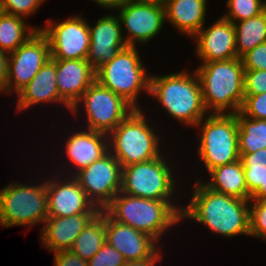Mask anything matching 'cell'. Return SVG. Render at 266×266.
<instances>
[{"mask_svg":"<svg viewBox=\"0 0 266 266\" xmlns=\"http://www.w3.org/2000/svg\"><path fill=\"white\" fill-rule=\"evenodd\" d=\"M200 181L195 182L192 198L183 207L181 218L196 220L223 237L250 235V200L216 192Z\"/></svg>","mask_w":266,"mask_h":266,"instance_id":"1","label":"cell"},{"mask_svg":"<svg viewBox=\"0 0 266 266\" xmlns=\"http://www.w3.org/2000/svg\"><path fill=\"white\" fill-rule=\"evenodd\" d=\"M195 71L207 112L211 110L210 114H237L240 111L245 96L241 58L202 62Z\"/></svg>","mask_w":266,"mask_h":266,"instance_id":"2","label":"cell"},{"mask_svg":"<svg viewBox=\"0 0 266 266\" xmlns=\"http://www.w3.org/2000/svg\"><path fill=\"white\" fill-rule=\"evenodd\" d=\"M149 95L183 125L195 128L208 115L196 71L194 74L185 69L163 76L150 74Z\"/></svg>","mask_w":266,"mask_h":266,"instance_id":"3","label":"cell"},{"mask_svg":"<svg viewBox=\"0 0 266 266\" xmlns=\"http://www.w3.org/2000/svg\"><path fill=\"white\" fill-rule=\"evenodd\" d=\"M175 205L172 201L134 197L120 191L103 210L113 220L150 235L159 243L168 229L183 220V208Z\"/></svg>","mask_w":266,"mask_h":266,"instance_id":"4","label":"cell"},{"mask_svg":"<svg viewBox=\"0 0 266 266\" xmlns=\"http://www.w3.org/2000/svg\"><path fill=\"white\" fill-rule=\"evenodd\" d=\"M142 109H134L108 134L109 152L123 167L162 155L160 137L150 126Z\"/></svg>","mask_w":266,"mask_h":266,"instance_id":"5","label":"cell"},{"mask_svg":"<svg viewBox=\"0 0 266 266\" xmlns=\"http://www.w3.org/2000/svg\"><path fill=\"white\" fill-rule=\"evenodd\" d=\"M136 47L127 46L95 71L96 81L121 96L134 109H140L141 91L149 94L150 76Z\"/></svg>","mask_w":266,"mask_h":266,"instance_id":"6","label":"cell"},{"mask_svg":"<svg viewBox=\"0 0 266 266\" xmlns=\"http://www.w3.org/2000/svg\"><path fill=\"white\" fill-rule=\"evenodd\" d=\"M195 127L201 129L197 154L208 173L240 159L237 114L209 113Z\"/></svg>","mask_w":266,"mask_h":266,"instance_id":"7","label":"cell"},{"mask_svg":"<svg viewBox=\"0 0 266 266\" xmlns=\"http://www.w3.org/2000/svg\"><path fill=\"white\" fill-rule=\"evenodd\" d=\"M16 182V183H15ZM0 190V225L2 228L42 224L48 217L47 188L17 181Z\"/></svg>","mask_w":266,"mask_h":266,"instance_id":"8","label":"cell"},{"mask_svg":"<svg viewBox=\"0 0 266 266\" xmlns=\"http://www.w3.org/2000/svg\"><path fill=\"white\" fill-rule=\"evenodd\" d=\"M164 156L123 167L121 192L134 197L171 201L176 190V176Z\"/></svg>","mask_w":266,"mask_h":266,"instance_id":"9","label":"cell"},{"mask_svg":"<svg viewBox=\"0 0 266 266\" xmlns=\"http://www.w3.org/2000/svg\"><path fill=\"white\" fill-rule=\"evenodd\" d=\"M83 102V103H82ZM79 103L84 104L87 114L86 129L105 134L112 132L134 108L121 96L95 81L71 108V113L78 114Z\"/></svg>","mask_w":266,"mask_h":266,"instance_id":"10","label":"cell"},{"mask_svg":"<svg viewBox=\"0 0 266 266\" xmlns=\"http://www.w3.org/2000/svg\"><path fill=\"white\" fill-rule=\"evenodd\" d=\"M83 18V16L73 15L59 23L50 19L45 27L39 28L49 41L52 59L87 58L90 45V23Z\"/></svg>","mask_w":266,"mask_h":266,"instance_id":"11","label":"cell"},{"mask_svg":"<svg viewBox=\"0 0 266 266\" xmlns=\"http://www.w3.org/2000/svg\"><path fill=\"white\" fill-rule=\"evenodd\" d=\"M74 177L94 205L103 210L121 191L122 166L108 151Z\"/></svg>","mask_w":266,"mask_h":266,"instance_id":"12","label":"cell"},{"mask_svg":"<svg viewBox=\"0 0 266 266\" xmlns=\"http://www.w3.org/2000/svg\"><path fill=\"white\" fill-rule=\"evenodd\" d=\"M121 28H126L127 46L138 47L156 37L165 24V7L153 0H128L118 8ZM138 42V44H137Z\"/></svg>","mask_w":266,"mask_h":266,"instance_id":"13","label":"cell"},{"mask_svg":"<svg viewBox=\"0 0 266 266\" xmlns=\"http://www.w3.org/2000/svg\"><path fill=\"white\" fill-rule=\"evenodd\" d=\"M51 59L50 46L47 37L38 30L15 51L8 54L7 93L24 88Z\"/></svg>","mask_w":266,"mask_h":266,"instance_id":"14","label":"cell"},{"mask_svg":"<svg viewBox=\"0 0 266 266\" xmlns=\"http://www.w3.org/2000/svg\"><path fill=\"white\" fill-rule=\"evenodd\" d=\"M52 177L55 179L46 180L48 217H68L81 213L100 212L74 176L66 178L65 175L63 179L58 175Z\"/></svg>","mask_w":266,"mask_h":266,"instance_id":"15","label":"cell"},{"mask_svg":"<svg viewBox=\"0 0 266 266\" xmlns=\"http://www.w3.org/2000/svg\"><path fill=\"white\" fill-rule=\"evenodd\" d=\"M105 241L122 254L126 262L163 256L153 237L113 220L106 212Z\"/></svg>","mask_w":266,"mask_h":266,"instance_id":"16","label":"cell"},{"mask_svg":"<svg viewBox=\"0 0 266 266\" xmlns=\"http://www.w3.org/2000/svg\"><path fill=\"white\" fill-rule=\"evenodd\" d=\"M200 30L192 37L196 40V54L200 62L225 61L238 58L236 52V31L234 24L220 18L209 28Z\"/></svg>","mask_w":266,"mask_h":266,"instance_id":"17","label":"cell"},{"mask_svg":"<svg viewBox=\"0 0 266 266\" xmlns=\"http://www.w3.org/2000/svg\"><path fill=\"white\" fill-rule=\"evenodd\" d=\"M121 27L119 17L112 14L99 18L95 26L89 25L90 45L86 60L95 71L127 47Z\"/></svg>","mask_w":266,"mask_h":266,"instance_id":"18","label":"cell"},{"mask_svg":"<svg viewBox=\"0 0 266 266\" xmlns=\"http://www.w3.org/2000/svg\"><path fill=\"white\" fill-rule=\"evenodd\" d=\"M95 81V70L86 59L56 60L58 93L71 108Z\"/></svg>","mask_w":266,"mask_h":266,"instance_id":"19","label":"cell"},{"mask_svg":"<svg viewBox=\"0 0 266 266\" xmlns=\"http://www.w3.org/2000/svg\"><path fill=\"white\" fill-rule=\"evenodd\" d=\"M64 147L70 168H73L69 170L72 172L70 176H75L109 151L108 134L88 129L78 130L67 138Z\"/></svg>","mask_w":266,"mask_h":266,"instance_id":"20","label":"cell"},{"mask_svg":"<svg viewBox=\"0 0 266 266\" xmlns=\"http://www.w3.org/2000/svg\"><path fill=\"white\" fill-rule=\"evenodd\" d=\"M16 95L18 97L16 109L19 113L44 102L63 104L68 110H71V107L59 96L56 82V60L52 58Z\"/></svg>","mask_w":266,"mask_h":266,"instance_id":"21","label":"cell"},{"mask_svg":"<svg viewBox=\"0 0 266 266\" xmlns=\"http://www.w3.org/2000/svg\"><path fill=\"white\" fill-rule=\"evenodd\" d=\"M98 213H81L68 217H47L40 240L44 248L55 253L72 248L75 239Z\"/></svg>","mask_w":266,"mask_h":266,"instance_id":"22","label":"cell"},{"mask_svg":"<svg viewBox=\"0 0 266 266\" xmlns=\"http://www.w3.org/2000/svg\"><path fill=\"white\" fill-rule=\"evenodd\" d=\"M207 0H171L165 7L166 22L193 37L205 25Z\"/></svg>","mask_w":266,"mask_h":266,"instance_id":"23","label":"cell"},{"mask_svg":"<svg viewBox=\"0 0 266 266\" xmlns=\"http://www.w3.org/2000/svg\"><path fill=\"white\" fill-rule=\"evenodd\" d=\"M210 180L204 184L216 192L239 199L250 200L246 183L244 168L241 160L225 164L209 172Z\"/></svg>","mask_w":266,"mask_h":266,"instance_id":"24","label":"cell"},{"mask_svg":"<svg viewBox=\"0 0 266 266\" xmlns=\"http://www.w3.org/2000/svg\"><path fill=\"white\" fill-rule=\"evenodd\" d=\"M105 243V211L100 212L84 227L70 250L82 259L90 260Z\"/></svg>","mask_w":266,"mask_h":266,"instance_id":"25","label":"cell"},{"mask_svg":"<svg viewBox=\"0 0 266 266\" xmlns=\"http://www.w3.org/2000/svg\"><path fill=\"white\" fill-rule=\"evenodd\" d=\"M238 58L266 42V9L259 15L233 23Z\"/></svg>","mask_w":266,"mask_h":266,"instance_id":"26","label":"cell"},{"mask_svg":"<svg viewBox=\"0 0 266 266\" xmlns=\"http://www.w3.org/2000/svg\"><path fill=\"white\" fill-rule=\"evenodd\" d=\"M24 20L25 18L6 13L0 16V50L2 52L12 53L39 30L27 25Z\"/></svg>","mask_w":266,"mask_h":266,"instance_id":"27","label":"cell"},{"mask_svg":"<svg viewBox=\"0 0 266 266\" xmlns=\"http://www.w3.org/2000/svg\"><path fill=\"white\" fill-rule=\"evenodd\" d=\"M239 153H254L266 148V120L237 113Z\"/></svg>","mask_w":266,"mask_h":266,"instance_id":"28","label":"cell"},{"mask_svg":"<svg viewBox=\"0 0 266 266\" xmlns=\"http://www.w3.org/2000/svg\"><path fill=\"white\" fill-rule=\"evenodd\" d=\"M226 2L229 10L222 17L232 23L257 16L266 9L264 0H227Z\"/></svg>","mask_w":266,"mask_h":266,"instance_id":"29","label":"cell"},{"mask_svg":"<svg viewBox=\"0 0 266 266\" xmlns=\"http://www.w3.org/2000/svg\"><path fill=\"white\" fill-rule=\"evenodd\" d=\"M253 201L249 205L250 236L266 241V201Z\"/></svg>","mask_w":266,"mask_h":266,"instance_id":"30","label":"cell"},{"mask_svg":"<svg viewBox=\"0 0 266 266\" xmlns=\"http://www.w3.org/2000/svg\"><path fill=\"white\" fill-rule=\"evenodd\" d=\"M125 263L122 254L106 241L101 249L87 261L88 266H123Z\"/></svg>","mask_w":266,"mask_h":266,"instance_id":"31","label":"cell"},{"mask_svg":"<svg viewBox=\"0 0 266 266\" xmlns=\"http://www.w3.org/2000/svg\"><path fill=\"white\" fill-rule=\"evenodd\" d=\"M240 112L252 119L266 120V92L256 95H245Z\"/></svg>","mask_w":266,"mask_h":266,"instance_id":"32","label":"cell"},{"mask_svg":"<svg viewBox=\"0 0 266 266\" xmlns=\"http://www.w3.org/2000/svg\"><path fill=\"white\" fill-rule=\"evenodd\" d=\"M4 13L27 18L33 15L45 0H2Z\"/></svg>","mask_w":266,"mask_h":266,"instance_id":"33","label":"cell"},{"mask_svg":"<svg viewBox=\"0 0 266 266\" xmlns=\"http://www.w3.org/2000/svg\"><path fill=\"white\" fill-rule=\"evenodd\" d=\"M266 92V70H244V95Z\"/></svg>","mask_w":266,"mask_h":266,"instance_id":"34","label":"cell"},{"mask_svg":"<svg viewBox=\"0 0 266 266\" xmlns=\"http://www.w3.org/2000/svg\"><path fill=\"white\" fill-rule=\"evenodd\" d=\"M244 70H266V42L241 57Z\"/></svg>","mask_w":266,"mask_h":266,"instance_id":"35","label":"cell"},{"mask_svg":"<svg viewBox=\"0 0 266 266\" xmlns=\"http://www.w3.org/2000/svg\"><path fill=\"white\" fill-rule=\"evenodd\" d=\"M245 183L250 195H252L260 185H264L265 166H243Z\"/></svg>","mask_w":266,"mask_h":266,"instance_id":"36","label":"cell"},{"mask_svg":"<svg viewBox=\"0 0 266 266\" xmlns=\"http://www.w3.org/2000/svg\"><path fill=\"white\" fill-rule=\"evenodd\" d=\"M54 266H88L87 261L72 250H61L54 253Z\"/></svg>","mask_w":266,"mask_h":266,"instance_id":"37","label":"cell"},{"mask_svg":"<svg viewBox=\"0 0 266 266\" xmlns=\"http://www.w3.org/2000/svg\"><path fill=\"white\" fill-rule=\"evenodd\" d=\"M243 166H265L266 167V148L254 153H239Z\"/></svg>","mask_w":266,"mask_h":266,"instance_id":"38","label":"cell"},{"mask_svg":"<svg viewBox=\"0 0 266 266\" xmlns=\"http://www.w3.org/2000/svg\"><path fill=\"white\" fill-rule=\"evenodd\" d=\"M8 54L0 50V93H7Z\"/></svg>","mask_w":266,"mask_h":266,"instance_id":"39","label":"cell"},{"mask_svg":"<svg viewBox=\"0 0 266 266\" xmlns=\"http://www.w3.org/2000/svg\"><path fill=\"white\" fill-rule=\"evenodd\" d=\"M106 10H117L128 0H92Z\"/></svg>","mask_w":266,"mask_h":266,"instance_id":"40","label":"cell"},{"mask_svg":"<svg viewBox=\"0 0 266 266\" xmlns=\"http://www.w3.org/2000/svg\"><path fill=\"white\" fill-rule=\"evenodd\" d=\"M163 257H149L143 260L126 262L123 266H155Z\"/></svg>","mask_w":266,"mask_h":266,"instance_id":"41","label":"cell"},{"mask_svg":"<svg viewBox=\"0 0 266 266\" xmlns=\"http://www.w3.org/2000/svg\"><path fill=\"white\" fill-rule=\"evenodd\" d=\"M250 200L266 201V171L264 185H260V187L250 196Z\"/></svg>","mask_w":266,"mask_h":266,"instance_id":"42","label":"cell"},{"mask_svg":"<svg viewBox=\"0 0 266 266\" xmlns=\"http://www.w3.org/2000/svg\"><path fill=\"white\" fill-rule=\"evenodd\" d=\"M154 2L160 4V5H166L168 2H170L171 0H153Z\"/></svg>","mask_w":266,"mask_h":266,"instance_id":"43","label":"cell"},{"mask_svg":"<svg viewBox=\"0 0 266 266\" xmlns=\"http://www.w3.org/2000/svg\"><path fill=\"white\" fill-rule=\"evenodd\" d=\"M4 13V10H3V1L0 0V16Z\"/></svg>","mask_w":266,"mask_h":266,"instance_id":"44","label":"cell"}]
</instances>
